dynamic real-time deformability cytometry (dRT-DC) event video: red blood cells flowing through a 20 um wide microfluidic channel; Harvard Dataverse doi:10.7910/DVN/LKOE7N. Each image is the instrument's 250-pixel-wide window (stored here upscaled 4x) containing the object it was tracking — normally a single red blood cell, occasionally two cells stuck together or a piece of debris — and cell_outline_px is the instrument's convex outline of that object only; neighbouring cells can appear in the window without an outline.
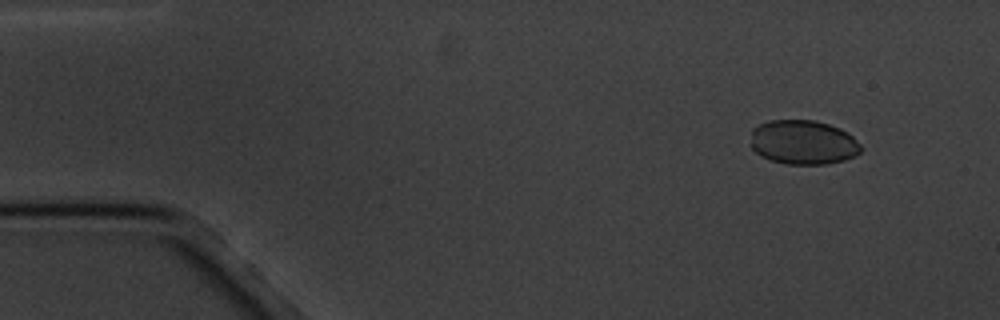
{"species": "common noctule bat (a hibernating species)", "species_latin": "Nyctalus noctula", "temperature_condition": "cold", "stored_images_in_passage": 9, "camera_frame_rate_fps": 3000, "um_per_image_px": 0.085, "animal": {"sex": "male", "body_mass_g": 20.1, "forearm_length_mm": 53.5}, "frame": {"image": 1, "passage_image": 2, "time_ms": 1.333, "image_size_px": [1000, 320], "cell_outline_px": [[864, 148], [856, 156], [844, 160], [824, 164], [788, 164], [772, 160], [760, 156], [752, 148], [752, 128], [768, 120], [816, 120], [840, 128], [848, 132]], "centroid_in_image_um": [68.3, 12.09], "position_along_channel_um": 16.7, "area_um2": 28.61}}
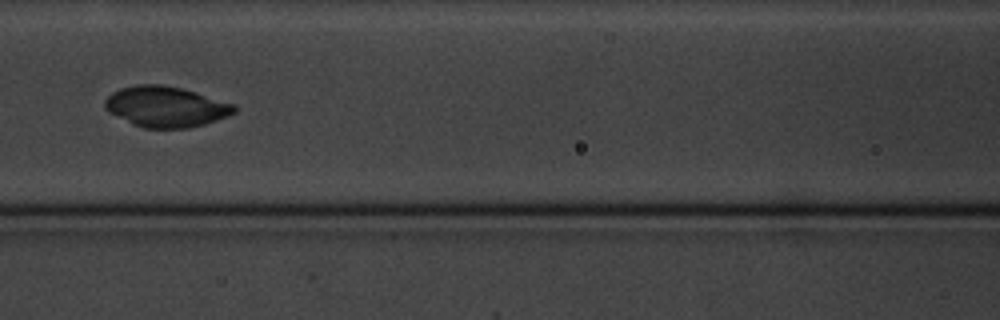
{"frame": {"image": 2, "passage_image": 7, "time_ms": 8.0, "image_size_px": [1000, 320], "cell_outline_px": [[236, 112], [228, 116], [204, 124], [188, 128], [144, 128], [132, 124], [108, 112], [104, 108], [104, 100], [112, 92], [120, 88], [136, 84], [164, 84], [196, 92], [236, 104]], "centroid_in_image_um": [14.08, 9.06], "position_along_channel_um": 152.5, "area_um2": 30.87}}